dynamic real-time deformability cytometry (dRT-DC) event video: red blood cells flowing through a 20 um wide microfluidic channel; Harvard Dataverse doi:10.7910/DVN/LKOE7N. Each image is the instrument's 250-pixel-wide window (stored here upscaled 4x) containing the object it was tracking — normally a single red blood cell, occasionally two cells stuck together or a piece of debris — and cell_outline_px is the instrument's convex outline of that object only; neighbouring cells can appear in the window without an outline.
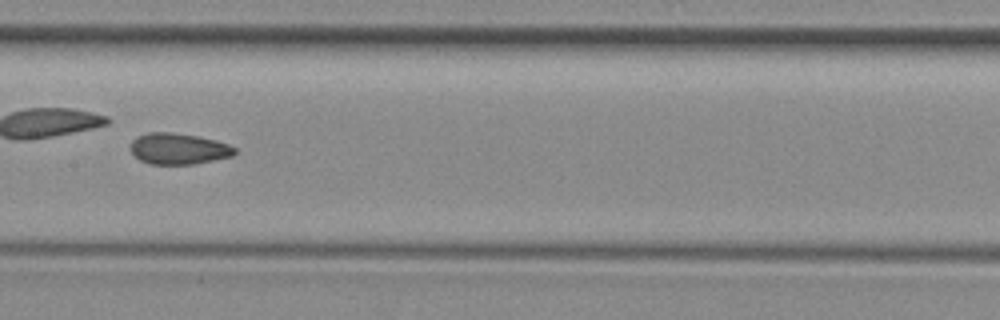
{"species": "common noctule bat (a hibernating species)", "species_latin": "Nyctalus noctula", "temperature_condition": "room temperature", "stored_images_in_passage": 45, "camera_frame_rate_fps": 3000, "um_per_image_px": 0.085, "animal": {"sex": "female", "body_mass_g": 29.2, "forearm_length_mm": 56.3}, "frame": {"image": 1, "passage_image": 26, "time_ms": 8.333, "image_size_px": [1000, 320], "cell_outline_px": [[236, 152], [232, 156], [192, 164], [148, 164], [140, 160], [128, 148], [132, 140], [136, 136], [148, 132], [172, 132], [196, 136], [216, 140], [228, 144], [236, 148]], "centroid_in_image_um": [15.13, 12.63], "position_along_channel_um": 192.3, "area_um2": 18.96}, "authors_computed_cell_mechanics": {"area_um2": 20.3456, "velocity_mm_per_s": 3.9787, "shape_relaxation_time_tau1_ms": null, "shape_relaxation_time_tau2_ms": 2.1637, "deformation_change_tau1": null, "deformation_change_tau2": 0.0826}}